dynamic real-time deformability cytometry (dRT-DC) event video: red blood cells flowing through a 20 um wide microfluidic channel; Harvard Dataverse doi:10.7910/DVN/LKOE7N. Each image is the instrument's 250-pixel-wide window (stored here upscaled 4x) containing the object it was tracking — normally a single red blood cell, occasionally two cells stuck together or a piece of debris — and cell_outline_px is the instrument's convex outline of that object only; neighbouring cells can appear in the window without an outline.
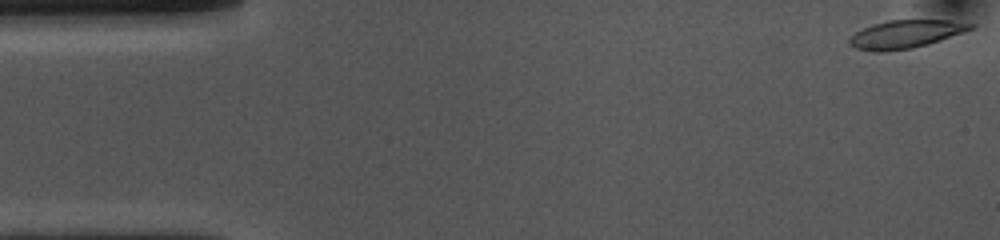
{"species": "common noctule bat (a hibernating species)", "species_latin": "Nyctalus noctula", "temperature_condition": "cold", "stored_images_in_passage": 54, "camera_frame_rate_fps": 3000, "um_per_image_px": 0.085, "animal": {"sex": "female", "body_mass_g": 10.0, "forearm_length_mm": 53.1}, "frame": {"image": 1, "passage_image": 1, "time_ms": 0.0, "image_size_px": [1000, 240], "cell_outline_px": [[976, 24], [972, 28], [928, 44], [912, 48], [880, 52], [872, 52], [856, 48], [848, 44], [848, 40], [856, 32], [872, 24], [888, 20], [948, 20]], "centroid_in_image_um": [76.91, 2.9], "position_along_channel_um": 8.1, "area_um2": 19.54}}
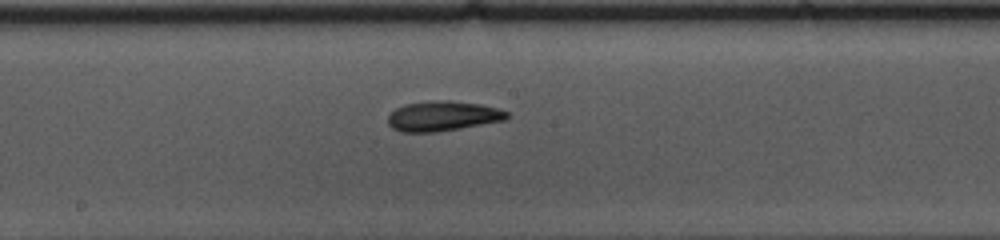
{"frame": {"image": 2, "passage_image": 27, "time_ms": 8.667, "image_size_px": [1000, 240], "cell_outline_px": [[508, 116], [504, 120], [460, 128], [436, 132], [404, 132], [392, 128], [388, 124], [388, 116], [396, 108], [408, 104], [432, 100], [448, 100], [480, 104], [496, 108], [508, 112]], "centroid_in_image_um": [37.61, 9.86], "position_along_channel_um": 210.6, "area_um2": 20.52}}
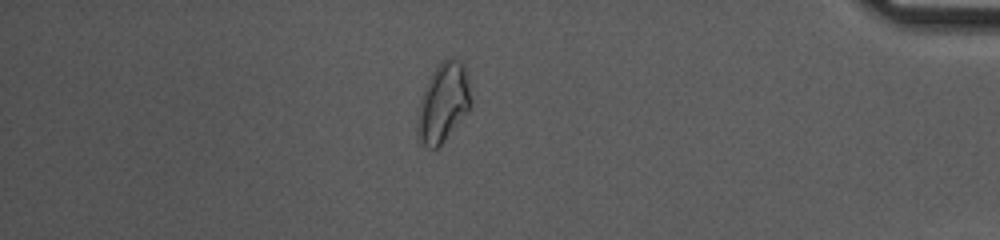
{"frame": {"image": 3, "passage_image": 46, "time_ms": 15.0, "image_size_px": [1000, 240], "cell_outline_px": [[472, 108], [444, 140], [436, 148], [428, 148], [416, 140], [416, 112], [420, 96], [436, 64], [440, 60], [448, 56], [456, 56], [464, 64], [472, 100]], "centroid_in_image_um": [37.64, 8.69], "position_along_channel_um": 397.6, "area_um2": 25.61}, "authors_computed_cell_mechanics": {"area_um2": 20.4901, "velocity_mm_per_s": 3.6187, "shape_relaxation_time_tau1_ms": 7.3394, "shape_relaxation_time_tau2_ms": 6.7442, "deformation_change_tau1": 0.1732, "deformation_change_tau2": 0.1548}}